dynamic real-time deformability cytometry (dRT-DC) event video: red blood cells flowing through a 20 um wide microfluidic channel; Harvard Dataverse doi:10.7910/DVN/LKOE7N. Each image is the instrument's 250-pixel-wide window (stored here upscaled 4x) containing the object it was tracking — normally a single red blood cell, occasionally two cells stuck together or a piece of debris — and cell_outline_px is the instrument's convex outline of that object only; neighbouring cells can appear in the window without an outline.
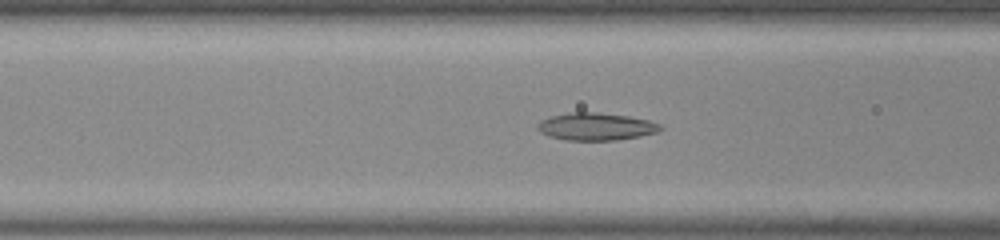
{"species": "common noctule bat (a hibernating species)", "species_latin": "Nyctalus noctula", "temperature_condition": "room temperature", "stored_images_in_passage": 54, "camera_frame_rate_fps": 3000, "um_per_image_px": 0.085, "animal": {"sex": "male", "body_mass_g": 20.0, "forearm_length_mm": 53.3}, "frame": {"image": 1, "passage_image": 23, "time_ms": 7.333, "image_size_px": [1000, 240], "cell_outline_px": [[664, 128], [660, 132], [640, 136], [616, 140], [564, 140], [548, 136], [540, 132], [536, 128], [536, 124], [540, 120], [552, 116], [568, 112], [596, 112], [628, 116], [648, 120], [660, 124]], "centroid_in_image_um": [50.65, 10.76], "position_along_channel_um": 116.0, "area_um2": 19.88}}
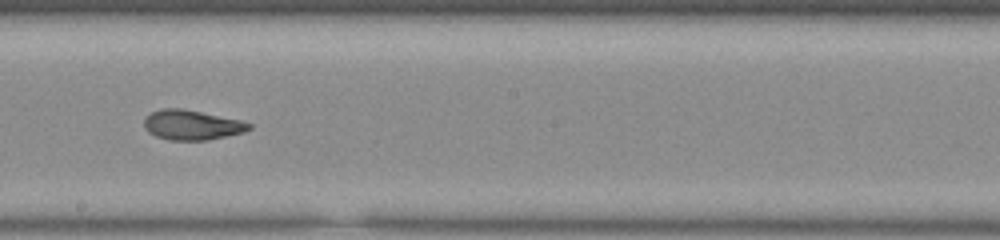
{"frame": {"image": 2, "passage_image": 32, "time_ms": 10.333, "image_size_px": [1000, 240], "cell_outline_px": [[252, 128], [244, 132], [208, 140], [168, 140], [156, 136], [148, 132], [144, 128], [144, 116], [160, 108], [180, 108], [240, 120], [252, 124]], "centroid_in_image_um": [16.27, 10.62], "position_along_channel_um": 231.9, "area_um2": 18.26}}
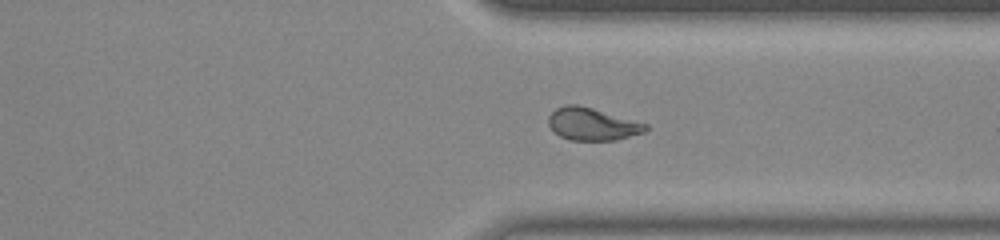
{"frame": {"image": 3, "passage_image": 42, "time_ms": 13.667, "image_size_px": [1000, 240], "cell_outline_px": [[648, 128], [644, 132], [616, 140], [568, 140], [560, 136], [548, 124], [548, 116], [556, 108], [564, 104], [576, 104], [592, 108], [648, 124]], "centroid_in_image_um": [50.32, 10.54], "position_along_channel_um": 361.1, "area_um2": 18.26}, "authors_computed_cell_mechanics": {"area_um2": 19.3341, "velocity_mm_per_s": 3.8677, "shape_relaxation_time_tau1_ms": null, "shape_relaxation_time_tau2_ms": 1.4331, "deformation_change_tau1": null, "deformation_change_tau2": 0.076}}